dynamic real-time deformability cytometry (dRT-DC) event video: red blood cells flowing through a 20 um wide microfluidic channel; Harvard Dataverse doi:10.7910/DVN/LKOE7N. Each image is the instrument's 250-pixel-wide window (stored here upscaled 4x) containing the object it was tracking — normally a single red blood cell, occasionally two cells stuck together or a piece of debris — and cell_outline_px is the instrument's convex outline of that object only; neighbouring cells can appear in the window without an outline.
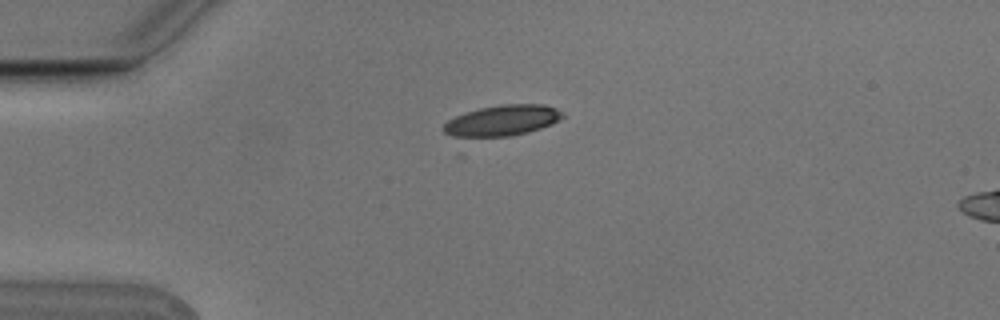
{"species": "Egyptian fruit bat (a non-hibernating species)", "species_latin": "Rousettus aegyptiacus", "temperature_condition": "cold", "stored_images_in_passage": 5, "camera_frame_rate_fps": 3000, "um_per_image_px": 0.085, "animal": {"sex": "male"}, "frame": {"image": 1, "passage_image": 4, "time_ms": 1.0, "image_size_px": [1000, 320], "cell_outline_px": [[564, 116], [552, 124], [528, 132], [512, 136], [460, 140], [444, 132], [440, 128], [448, 120], [456, 116], [480, 108], [504, 104], [544, 104], [556, 108], [564, 112]], "centroid_in_image_um": [42.62, 10.29], "position_along_channel_um": 42.4, "area_um2": 22.02}}